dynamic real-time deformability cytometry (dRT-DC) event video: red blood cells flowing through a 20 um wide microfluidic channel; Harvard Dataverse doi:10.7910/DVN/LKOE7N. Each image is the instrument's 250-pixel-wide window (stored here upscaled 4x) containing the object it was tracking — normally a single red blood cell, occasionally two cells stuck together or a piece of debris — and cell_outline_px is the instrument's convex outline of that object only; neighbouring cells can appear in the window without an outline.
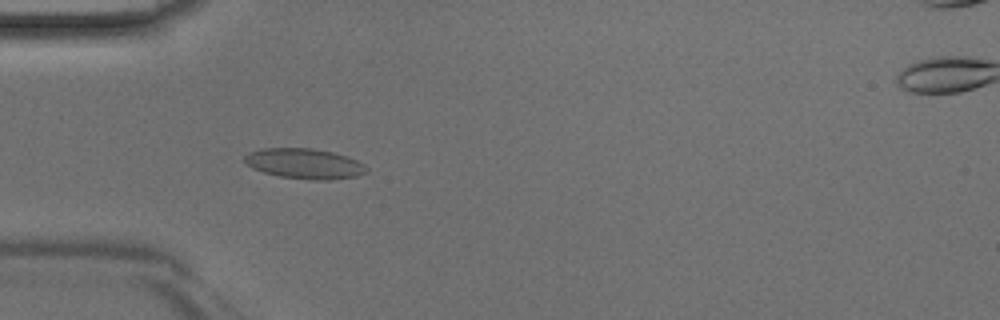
{"species": "Egyptian fruit bat (a non-hibernating species)", "species_latin": "Rousettus aegyptiacus", "temperature_condition": "room temperature", "stored_images_in_passage": 32, "camera_frame_rate_fps": 3000, "um_per_image_px": 0.085, "animal": {"sex": "male"}, "frame": {"image": 1, "passage_image": 1, "time_ms": 0.0, "image_size_px": [1000, 320], "cell_outline_px": [[368, 172], [356, 176], [328, 180], [312, 180], [280, 176], [264, 172], [252, 168], [244, 160], [244, 156], [248, 152], [264, 148], [312, 148], [332, 152], [356, 160], [364, 164], [368, 168]], "centroid_in_image_um": [25.88, 13.91], "position_along_channel_um": 59.1, "area_um2": 21.39}}
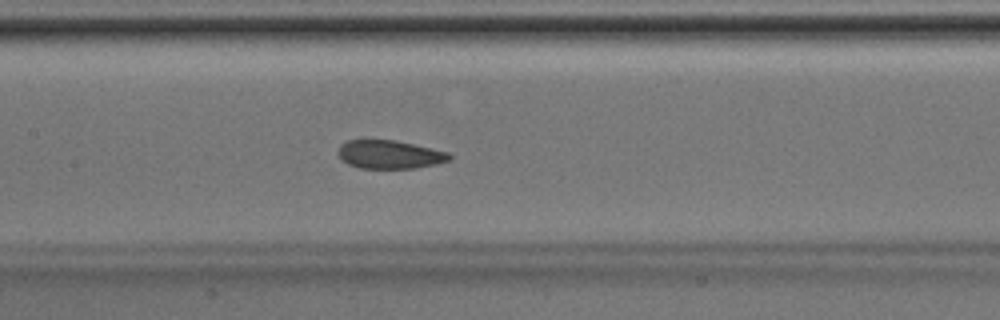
{"frame": {"image": 2, "passage_image": 9, "time_ms": 2.667, "image_size_px": [1000, 320], "cell_outline_px": [[452, 160], [436, 164], [416, 168], [360, 168], [348, 164], [340, 160], [336, 152], [340, 144], [348, 140], [396, 140], [448, 152], [452, 156]], "centroid_in_image_um": [33.09, 13.13], "position_along_channel_um": 174.3, "area_um2": 18.61}}
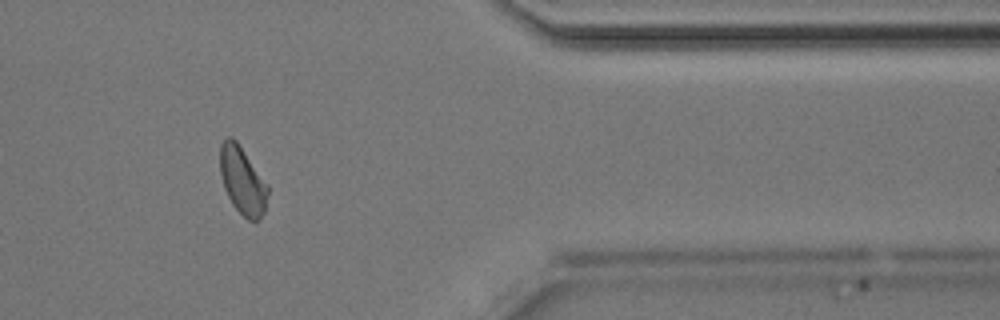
{"frame": {"image": 3, "passage_image": 25, "time_ms": 8.0, "image_size_px": [1000, 320], "cell_outline_px": [[268, 196], [264, 212], [260, 220], [256, 224], [248, 220], [232, 204], [224, 188], [220, 172], [220, 144], [228, 136], [232, 136], [236, 140], [268, 184]], "centroid_in_image_um": [20.62, 15.37], "position_along_channel_um": 390.8, "area_um2": 18.96}}